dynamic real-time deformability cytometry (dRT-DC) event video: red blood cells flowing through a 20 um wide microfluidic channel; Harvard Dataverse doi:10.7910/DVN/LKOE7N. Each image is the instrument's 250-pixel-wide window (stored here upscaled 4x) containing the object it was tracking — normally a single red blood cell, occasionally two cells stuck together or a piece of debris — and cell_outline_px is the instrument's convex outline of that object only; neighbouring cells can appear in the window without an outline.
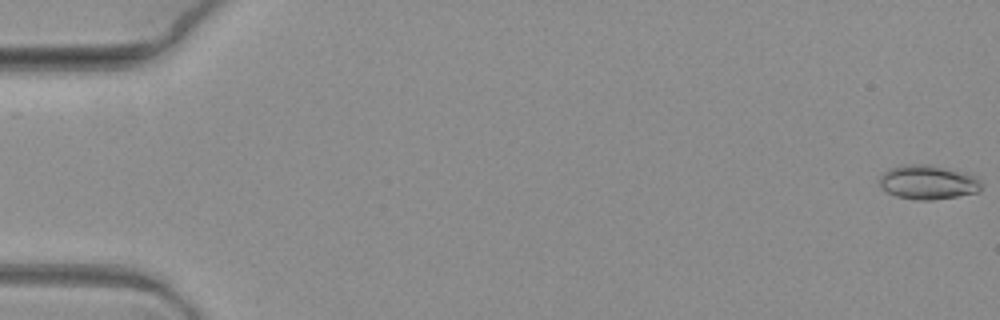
{"species": "common noctule bat (a hibernating species)", "species_latin": "Nyctalus noctula", "temperature_condition": "warm", "stored_images_in_passage": 7, "camera_frame_rate_fps": 3000, "um_per_image_px": 0.085, "animal": {"sex": "female", "body_mass_g": 19.3, "forearm_length_mm": 54.1}, "frame": {"image": 1, "passage_image": 1, "time_ms": 0.0, "image_size_px": [1000, 320], "cell_outline_px": [[980, 188], [976, 192], [956, 196], [932, 200], [916, 200], [896, 196], [880, 188], [880, 176], [888, 168], [908, 164], [928, 164], [964, 172], [976, 176], [980, 180]], "centroid_in_image_um": [78.84, 15.48], "position_along_channel_um": 6.2, "area_um2": 20.23}}
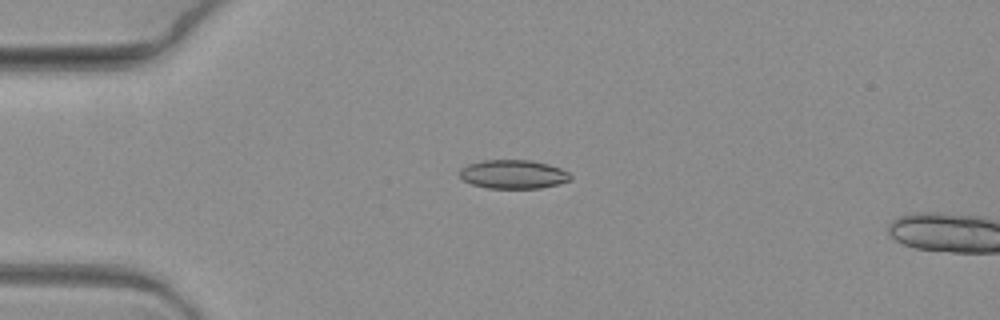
{"frame": {"image": 2, "passage_image": 5, "time_ms": 1.333, "image_size_px": [1000, 320], "cell_outline_px": [[572, 180], [540, 188], [488, 188], [472, 184], [464, 180], [460, 176], [460, 168], [468, 164], [484, 160], [528, 160], [548, 164], [560, 168], [568, 172], [572, 176]], "centroid_in_image_um": [43.63, 14.81], "position_along_channel_um": 41.4, "area_um2": 18.5}}